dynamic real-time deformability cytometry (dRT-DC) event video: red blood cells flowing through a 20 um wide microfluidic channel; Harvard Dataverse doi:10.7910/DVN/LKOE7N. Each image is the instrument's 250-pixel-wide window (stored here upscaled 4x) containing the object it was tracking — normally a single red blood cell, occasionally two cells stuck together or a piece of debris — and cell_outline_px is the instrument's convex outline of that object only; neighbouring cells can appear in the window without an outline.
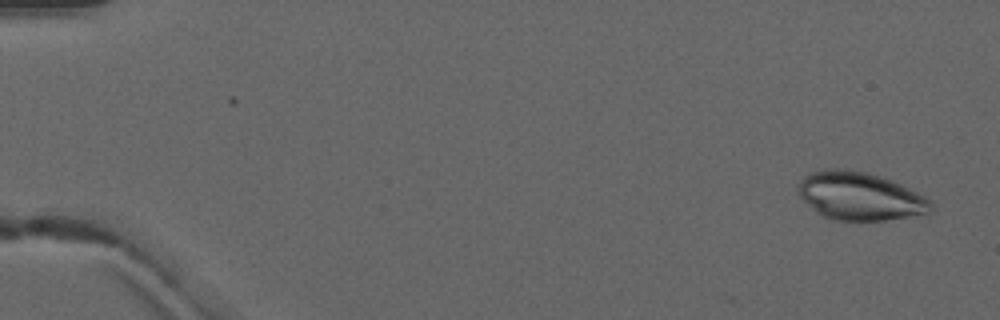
{"species": "common noctule bat (a hibernating species)", "species_latin": "Nyctalus noctula", "temperature_condition": "warm", "stored_images_in_passage": 4, "camera_frame_rate_fps": 3000, "um_per_image_px": 0.085, "animal": {"sex": "male", "forearm_length_mm": 52.5}, "frame": {"image": 1, "passage_image": 1, "time_ms": 0.0, "image_size_px": [1000, 320], "cell_outline_px": [[932, 208], [928, 212], [908, 216], [884, 220], [832, 220], [816, 212], [800, 196], [796, 188], [800, 180], [804, 176], [812, 172], [828, 168], [848, 168], [868, 172], [892, 180], [924, 196], [932, 204]], "centroid_in_image_um": [73.03, 16.65], "position_along_channel_um": 12.0, "area_um2": 36.99}}